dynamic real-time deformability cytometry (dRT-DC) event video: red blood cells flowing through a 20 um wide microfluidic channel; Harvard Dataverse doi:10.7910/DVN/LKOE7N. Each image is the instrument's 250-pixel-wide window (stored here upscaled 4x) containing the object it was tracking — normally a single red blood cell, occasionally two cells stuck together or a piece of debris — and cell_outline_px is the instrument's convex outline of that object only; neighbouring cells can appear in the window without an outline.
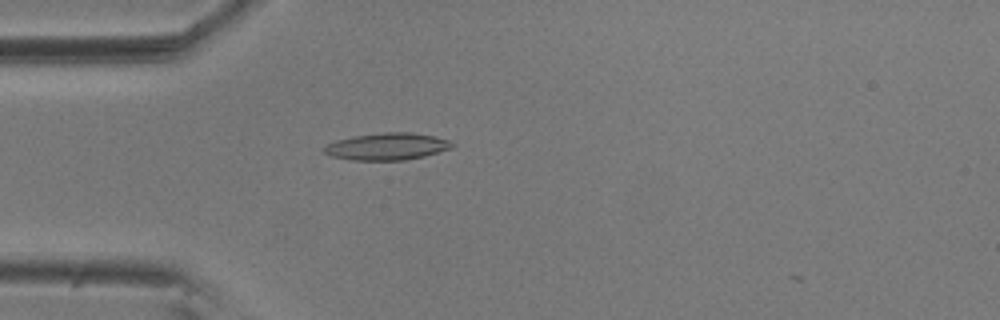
{"species": "common noctule bat (a hibernating species)", "species_latin": "Nyctalus noctula", "temperature_condition": "room temperature", "stored_images_in_passage": 11, "camera_frame_rate_fps": 3000, "um_per_image_px": 0.085, "animal": {"sex": "male", "body_mass_g": 20.5, "forearm_length_mm": 52.5}, "frame": {"image": 1, "passage_image": 10, "time_ms": 3.0, "image_size_px": [1000, 320], "cell_outline_px": [[456, 144], [452, 148], [424, 156], [404, 160], [352, 160], [332, 156], [324, 152], [324, 148], [328, 144], [336, 140], [352, 136], [384, 132], [412, 132], [436, 136], [448, 140]], "centroid_in_image_um": [32.94, 12.44], "position_along_channel_um": 52.1, "area_um2": 20.17}}